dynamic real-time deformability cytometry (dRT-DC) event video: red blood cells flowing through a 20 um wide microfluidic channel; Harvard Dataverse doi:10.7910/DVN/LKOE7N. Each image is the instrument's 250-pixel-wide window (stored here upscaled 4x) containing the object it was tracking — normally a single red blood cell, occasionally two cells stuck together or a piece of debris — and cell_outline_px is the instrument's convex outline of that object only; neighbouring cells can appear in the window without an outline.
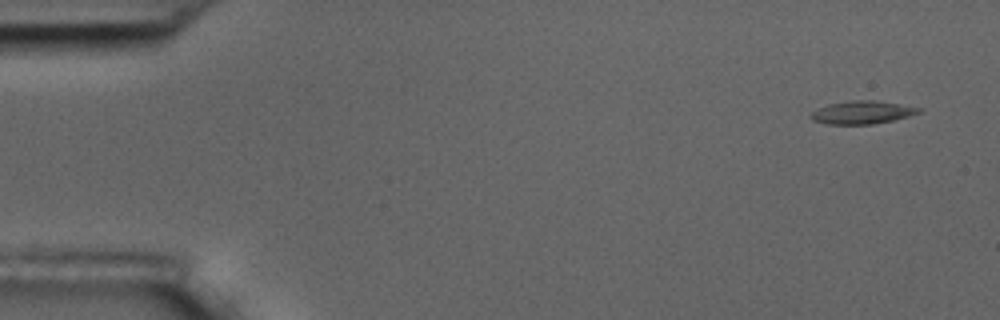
{"species": "common noctule bat (a hibernating species)", "species_latin": "Nyctalus noctula", "temperature_condition": "room temperature", "stored_images_in_passage": 5, "camera_frame_rate_fps": 3000, "um_per_image_px": 0.085, "animal": {"sex": "male", "body_mass_g": 17.5, "forearm_length_mm": 52.3}, "frame": {"image": 1, "passage_image": 1, "time_ms": 0.0, "image_size_px": [1000, 320], "cell_outline_px": [[924, 108], [920, 112], [908, 116], [892, 120], [872, 124], [828, 124], [812, 120], [808, 116], [812, 112], [828, 104], [852, 100], [872, 100]], "centroid_in_image_um": [73.27, 9.55], "position_along_channel_um": 11.7, "area_um2": 14.28}}
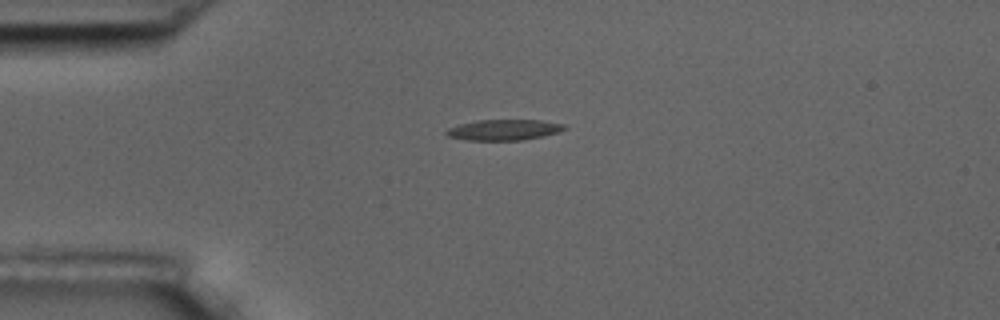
{"frame": {"image": 2, "passage_image": 4, "time_ms": 3.667, "image_size_px": [1000, 320], "cell_outline_px": [[568, 128], [560, 132], [544, 136], [524, 140], [468, 140], [448, 136], [444, 132], [448, 128], [460, 124], [476, 120], [540, 120], [564, 124]], "centroid_in_image_um": [42.87, 11.03], "position_along_channel_um": 42.1, "area_um2": 14.33}}